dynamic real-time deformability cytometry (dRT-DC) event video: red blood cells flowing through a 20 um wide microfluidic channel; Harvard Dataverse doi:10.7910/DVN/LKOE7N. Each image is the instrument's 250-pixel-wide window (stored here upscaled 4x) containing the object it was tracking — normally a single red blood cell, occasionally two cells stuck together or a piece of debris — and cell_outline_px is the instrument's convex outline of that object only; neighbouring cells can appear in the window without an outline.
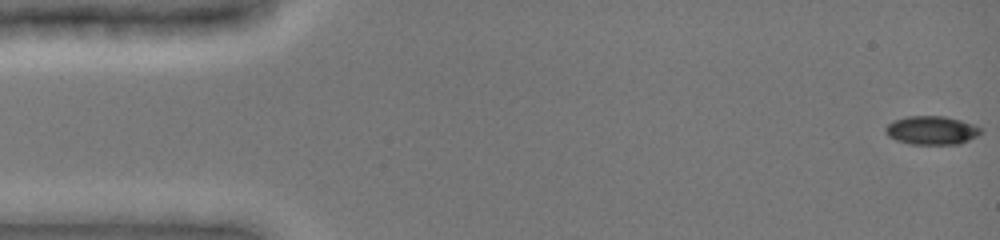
{"species": "common noctule bat (a hibernating species)", "species_latin": "Nyctalus noctula", "temperature_condition": "cold", "stored_images_in_passage": 49, "camera_frame_rate_fps": 3000, "um_per_image_px": 0.085, "animal": {"sex": "female", "body_mass_g": 19.0, "forearm_length_mm": 51.5}, "frame": {"image": 1, "passage_image": 1, "time_ms": 0.0, "image_size_px": [1000, 240], "cell_outline_px": [[984, 132], [960, 144], [912, 144], [896, 140], [888, 136], [884, 132], [884, 128], [888, 124], [896, 120], [908, 116], [944, 116], [960, 120], [972, 124], [980, 128]], "centroid_in_image_um": [79.18, 11.08], "position_along_channel_um": 5.8, "area_um2": 15.78}}
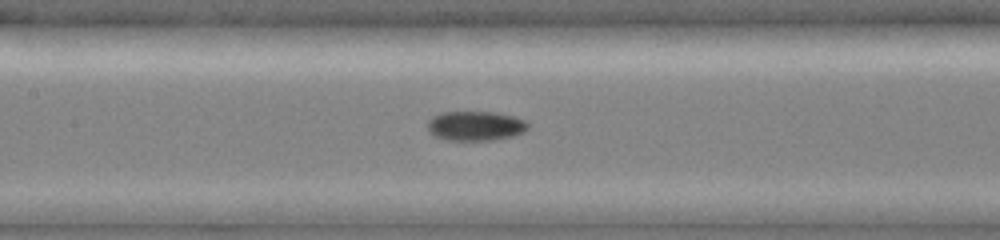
{"frame": {"image": 2, "passage_image": 23, "time_ms": 7.333, "image_size_px": [1000, 240], "cell_outline_px": [[528, 128], [524, 132], [512, 136], [496, 140], [444, 140], [432, 136], [428, 132], [428, 120], [432, 116], [440, 112], [496, 112], [528, 120]], "centroid_in_image_um": [40.39, 10.7], "position_along_channel_um": 167.0, "area_um2": 17.63}}
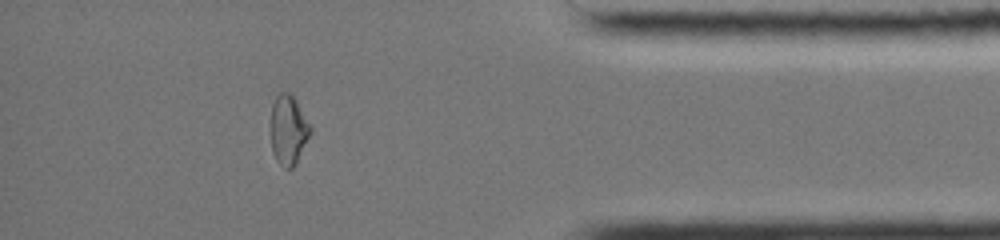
{"frame": {"image": 3, "passage_image": 43, "time_ms": 14.0, "image_size_px": [1000, 240], "cell_outline_px": [[312, 132], [296, 164], [292, 168], [284, 168], [276, 160], [272, 152], [272, 104], [276, 96], [280, 92], [292, 92], [312, 128]], "centroid_in_image_um": [24.54, 11.03], "position_along_channel_um": 410.7, "area_um2": 16.13}, "authors_computed_cell_mechanics": {"area_um2": 16.5308, "velocity_mm_per_s": 3.9704, "shape_relaxation_time_tau1_ms": null, "shape_relaxation_time_tau2_ms": 4.3193, "deformation_change_tau1": null, "deformation_change_tau2": 0.0744}}